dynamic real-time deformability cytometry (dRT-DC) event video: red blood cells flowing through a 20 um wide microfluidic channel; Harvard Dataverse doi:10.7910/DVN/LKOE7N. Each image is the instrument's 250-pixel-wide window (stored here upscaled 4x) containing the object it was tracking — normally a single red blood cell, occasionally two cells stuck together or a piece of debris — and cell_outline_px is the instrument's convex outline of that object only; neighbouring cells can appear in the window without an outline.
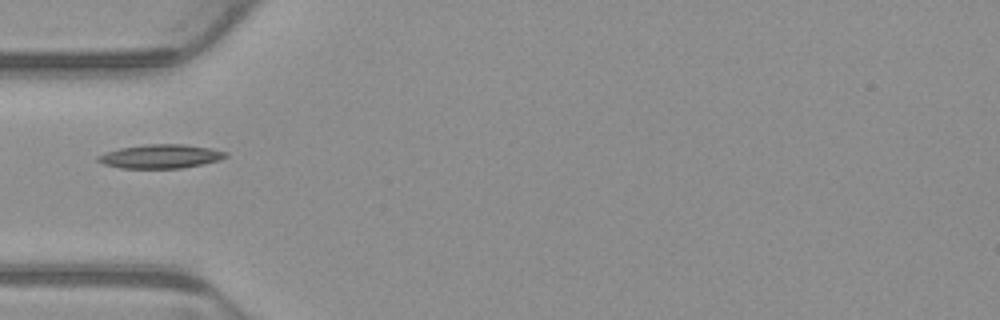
{"species": "common noctule bat (a hibernating species)", "species_latin": "Nyctalus noctula", "temperature_condition": "warm", "stored_images_in_passage": 6, "camera_frame_rate_fps": 3000, "um_per_image_px": 0.085, "animal": {"sex": "male", "body_mass_g": 23.1, "forearm_length_mm": 52.7}, "frame": {"image": 1, "passage_image": 5, "time_ms": 1.333, "image_size_px": [1000, 320], "cell_outline_px": [[228, 156], [220, 160], [180, 168], [120, 168], [104, 164], [96, 160], [96, 156], [104, 152], [120, 148], [148, 144], [184, 144], [212, 148], [228, 152]], "centroid_in_image_um": [13.64, 13.28], "position_along_channel_um": 71.4, "area_um2": 17.8}}
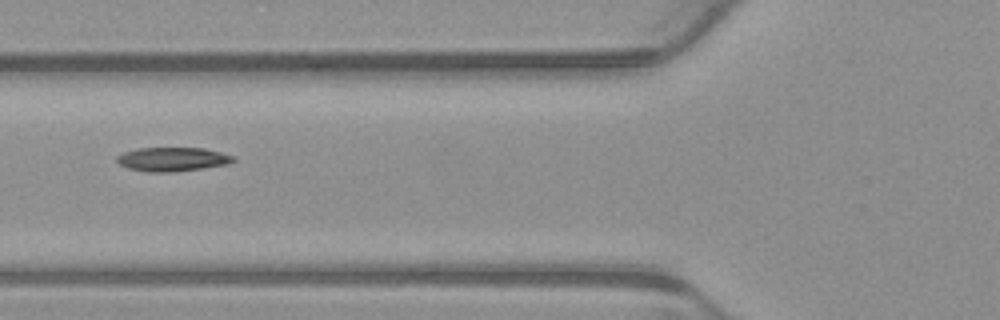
{"frame": {"image": 2, "passage_image": 6, "time_ms": 1.667, "image_size_px": [1000, 320], "cell_outline_px": [[236, 160], [228, 164], [204, 168], [172, 172], [148, 172], [128, 168], [120, 164], [116, 160], [116, 156], [124, 152], [136, 148], [204, 148], [236, 156]], "centroid_in_image_um": [14.68, 13.53], "position_along_channel_um": 111.1, "area_um2": 16.36}}